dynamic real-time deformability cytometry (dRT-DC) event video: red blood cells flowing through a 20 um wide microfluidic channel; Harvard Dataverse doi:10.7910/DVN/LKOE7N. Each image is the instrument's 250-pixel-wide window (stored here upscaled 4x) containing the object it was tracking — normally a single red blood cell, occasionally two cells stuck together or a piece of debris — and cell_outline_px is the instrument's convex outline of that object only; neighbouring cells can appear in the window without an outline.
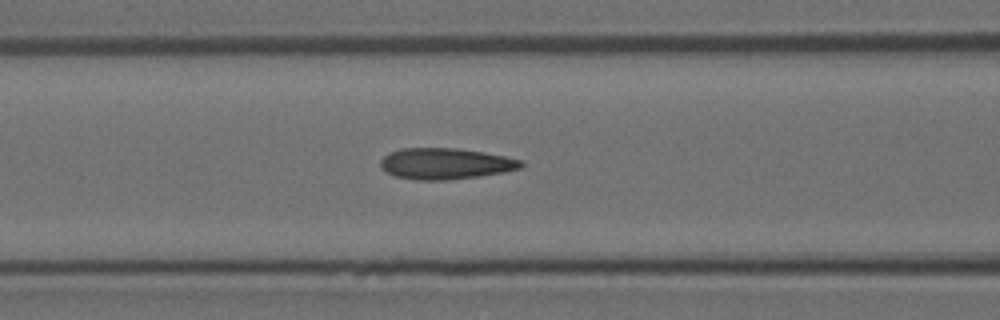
{"species": "Egyptian fruit bat (a non-hibernating species)", "species_latin": "Rousettus aegyptiacus", "temperature_condition": "room temperature", "stored_images_in_passage": 5, "camera_frame_rate_fps": 3000, "um_per_image_px": 0.085, "animal": {"sex": "female"}, "frame": {"image": 1, "passage_image": 5, "time_ms": 1.333, "image_size_px": [1000, 320], "cell_outline_px": [[524, 164], [520, 168], [504, 172], [448, 180], [416, 180], [396, 176], [380, 168], [380, 160], [388, 152], [400, 148], [456, 148], [484, 152], [504, 156], [520, 160]], "centroid_in_image_um": [37.82, 13.9], "position_along_channel_um": 128.8, "area_um2": 25.43}}